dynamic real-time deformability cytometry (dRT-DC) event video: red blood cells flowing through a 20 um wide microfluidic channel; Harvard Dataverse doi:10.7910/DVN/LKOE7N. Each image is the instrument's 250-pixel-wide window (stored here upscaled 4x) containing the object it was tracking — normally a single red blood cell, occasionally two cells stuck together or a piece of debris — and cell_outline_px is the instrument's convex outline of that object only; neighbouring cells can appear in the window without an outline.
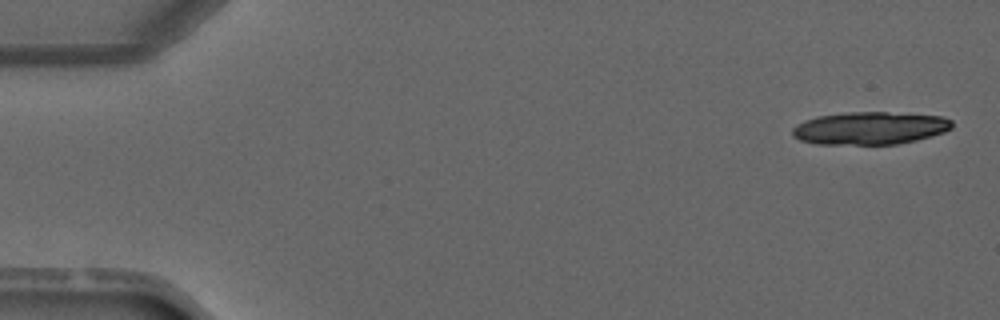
{"species": "common noctule bat (a hibernating species)", "species_latin": "Nyctalus noctula", "temperature_condition": "warm", "stored_images_in_passage": 4, "camera_frame_rate_fps": 3000, "um_per_image_px": 0.085, "animal": {"sex": "male", "forearm_length_mm": 52.5}, "frame": {"image": 1, "passage_image": 4, "time_ms": 3.667, "image_size_px": [1000, 320], "cell_outline_px": [[952, 128], [944, 132], [932, 136], [916, 140], [896, 144], [816, 144], [800, 140], [792, 136], [792, 128], [796, 124], [804, 120], [816, 116], [848, 112], [888, 112], [944, 116], [952, 120]], "centroid_in_image_um": [73.93, 10.89], "position_along_channel_um": 11.1, "area_um2": 30.63}}